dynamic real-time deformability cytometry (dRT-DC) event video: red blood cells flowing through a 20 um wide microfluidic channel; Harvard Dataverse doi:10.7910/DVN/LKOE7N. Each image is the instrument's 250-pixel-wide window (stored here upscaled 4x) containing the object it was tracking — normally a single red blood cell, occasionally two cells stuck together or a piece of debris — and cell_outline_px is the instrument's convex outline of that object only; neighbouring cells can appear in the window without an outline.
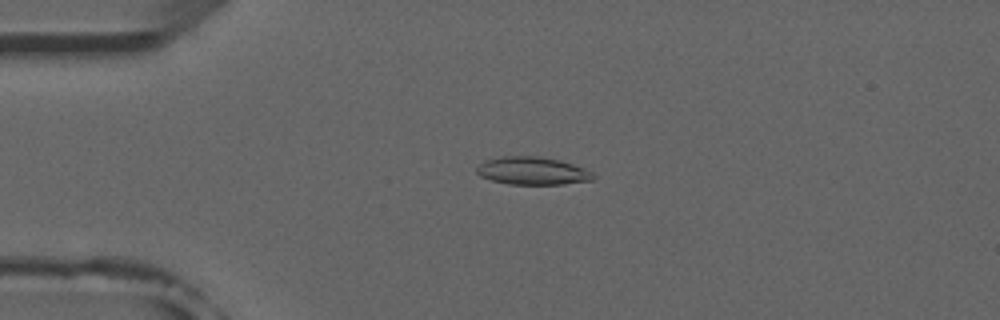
{"species": "common noctule bat (a hibernating species)", "species_latin": "Nyctalus noctula", "temperature_condition": "room temperature", "stored_images_in_passage": 52, "camera_frame_rate_fps": 3000, "um_per_image_px": 0.085, "animal": {"sex": "male", "forearm_length_mm": 52.5}, "frame": {"image": 1, "passage_image": 12, "time_ms": 3.667, "image_size_px": [1000, 320], "cell_outline_px": [[596, 176], [592, 180], [564, 184], [508, 184], [492, 180], [480, 176], [476, 172], [476, 168], [484, 160], [500, 156], [540, 156], [560, 160], [584, 168], [592, 172]], "centroid_in_image_um": [45.25, 14.51], "position_along_channel_um": 39.8, "area_um2": 18.96}}
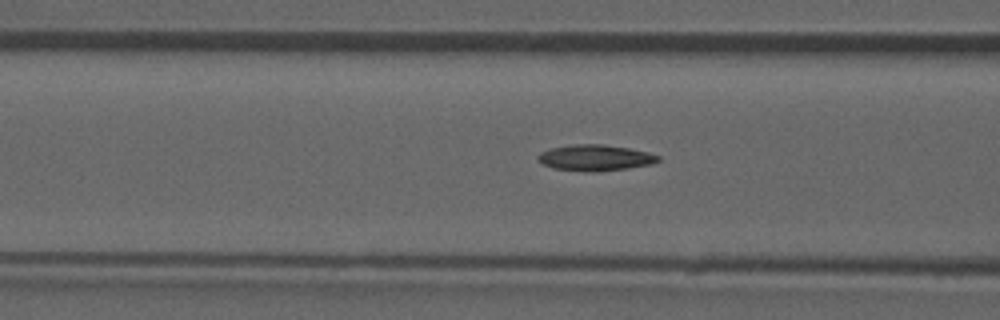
{"frame": {"image": 2, "passage_image": 20, "time_ms": 6.333, "image_size_px": [1000, 320], "cell_outline_px": [[660, 160], [652, 164], [628, 168], [552, 168], [536, 160], [536, 156], [540, 152], [552, 148], [576, 144], [604, 144], [628, 148], [648, 152], [660, 156]], "centroid_in_image_um": [50.61, 13.34], "position_along_channel_um": 116.0, "area_um2": 17.11}}
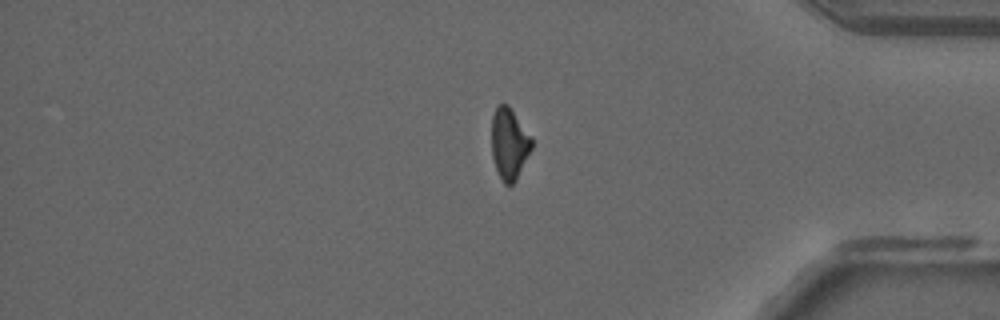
{"frame": {"image": 3, "passage_image": 43, "time_ms": 14.0, "image_size_px": [1000, 320], "cell_outline_px": [[532, 148], [516, 180], [512, 184], [504, 184], [496, 168], [492, 156], [492, 116], [496, 108], [500, 104], [508, 104], [532, 136]], "centroid_in_image_um": [43.3, 12.19], "position_along_channel_um": 391.9, "area_um2": 16.59}, "authors_computed_cell_mechanics": {"area_um2": 17.7446, "velocity_mm_per_s": 3.9333, "shape_relaxation_time_tau1_ms": 10.5807, "shape_relaxation_time_tau2_ms": 5.0538, "deformation_change_tau1": 0.233, "deformation_change_tau2": 0.1209}}